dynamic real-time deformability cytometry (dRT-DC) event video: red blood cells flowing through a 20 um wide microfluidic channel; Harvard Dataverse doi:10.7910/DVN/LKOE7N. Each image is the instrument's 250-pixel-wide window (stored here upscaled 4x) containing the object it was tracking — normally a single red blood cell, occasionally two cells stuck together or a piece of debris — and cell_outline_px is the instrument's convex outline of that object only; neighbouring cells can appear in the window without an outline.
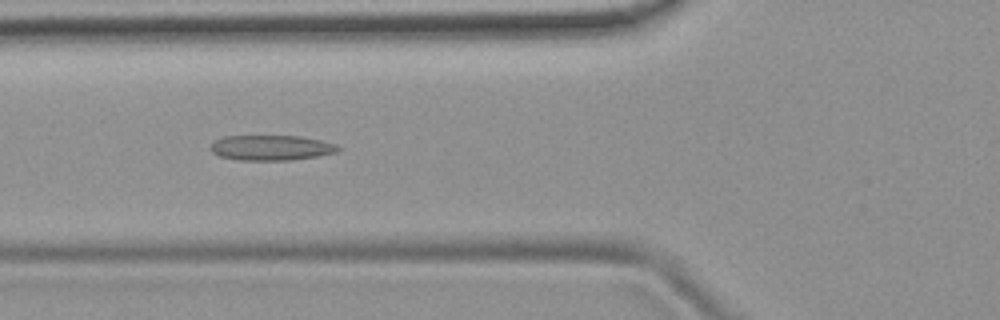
{"species": "common noctule bat (a hibernating species)", "species_latin": "Nyctalus noctula", "temperature_condition": "room temperature", "stored_images_in_passage": 53, "camera_frame_rate_fps": 3000, "um_per_image_px": 0.085, "animal": {"sex": "female", "body_mass_g": 19.9}, "frame": {"image": 1, "passage_image": 20, "time_ms": 6.333, "image_size_px": [1000, 320], "cell_outline_px": [[340, 148], [336, 152], [316, 156], [292, 160], [240, 160], [220, 156], [212, 152], [208, 148], [216, 140], [224, 136], [300, 136], [320, 140], [336, 144]], "centroid_in_image_um": [23.03, 12.55], "position_along_channel_um": 102.8, "area_um2": 18.61}}
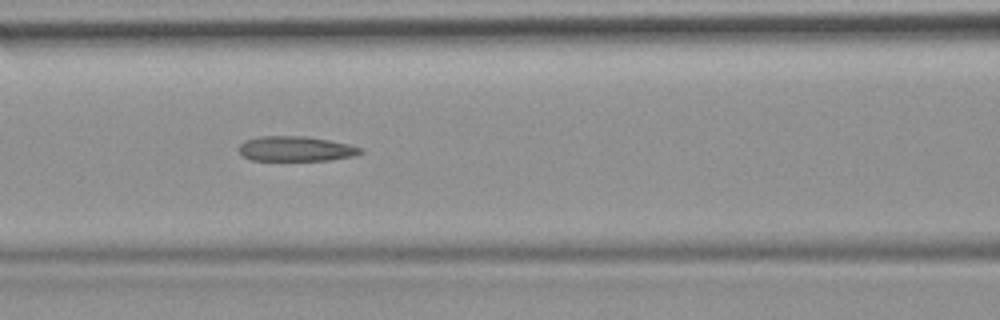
{"frame": {"image": 2, "passage_image": 23, "time_ms": 7.333, "image_size_px": [1000, 320], "cell_outline_px": [[364, 152], [356, 156], [332, 160], [252, 160], [244, 156], [240, 152], [240, 144], [244, 140], [260, 136], [308, 136], [348, 144], [364, 148]], "centroid_in_image_um": [25.2, 12.64], "position_along_channel_um": 141.4, "area_um2": 17.8}}
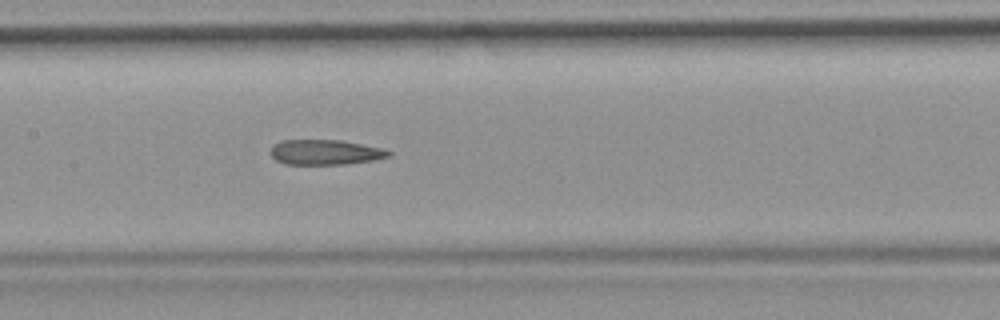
{"frame": {"image": 3, "passage_image": 26, "time_ms": 8.333, "image_size_px": [1000, 320], "cell_outline_px": [[392, 156], [372, 160], [344, 164], [284, 164], [276, 160], [268, 152], [272, 144], [280, 140], [340, 140], [384, 148], [392, 152]], "centroid_in_image_um": [27.61, 12.93], "position_along_channel_um": 179.8, "area_um2": 17.46}, "authors_computed_cell_mechanics": {"area_um2": 18.6694, "velocity_mm_per_s": 3.8534, "shape_relaxation_time_tau1_ms": null, "shape_relaxation_time_tau2_ms": 3.1402, "deformation_change_tau1": null, "deformation_change_tau2": 0.1297}}